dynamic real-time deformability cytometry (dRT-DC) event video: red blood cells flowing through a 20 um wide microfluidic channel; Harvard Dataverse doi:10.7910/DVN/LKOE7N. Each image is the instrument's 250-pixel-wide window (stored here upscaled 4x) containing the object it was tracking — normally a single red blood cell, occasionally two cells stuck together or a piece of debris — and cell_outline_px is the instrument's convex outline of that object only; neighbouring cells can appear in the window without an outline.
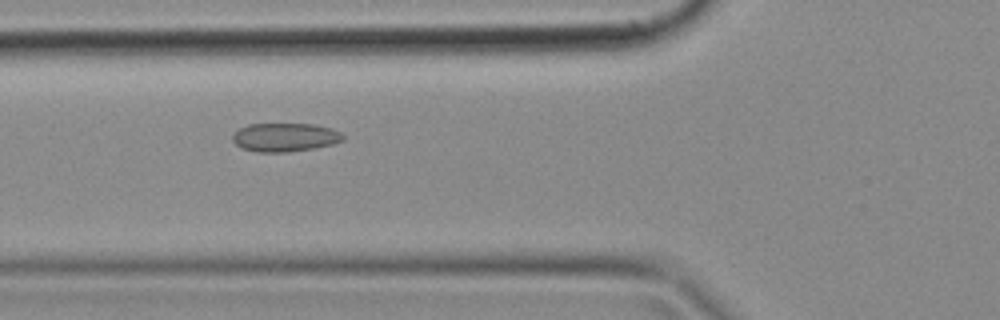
{"species": "common noctule bat (a hibernating species)", "species_latin": "Nyctalus noctula", "temperature_condition": "cold", "stored_images_in_passage": 50, "camera_frame_rate_fps": 3000, "um_per_image_px": 0.085, "animal": {"sex": "female", "body_mass_g": 18.4}, "frame": {"image": 1, "passage_image": 18, "time_ms": 5.667, "image_size_px": [1000, 320], "cell_outline_px": [[344, 140], [332, 144], [312, 148], [288, 152], [256, 152], [240, 148], [232, 140], [232, 136], [240, 128], [248, 124], [316, 124], [332, 128], [340, 132], [344, 136]], "centroid_in_image_um": [24.22, 11.67], "position_along_channel_um": 101.6, "area_um2": 18.44}}
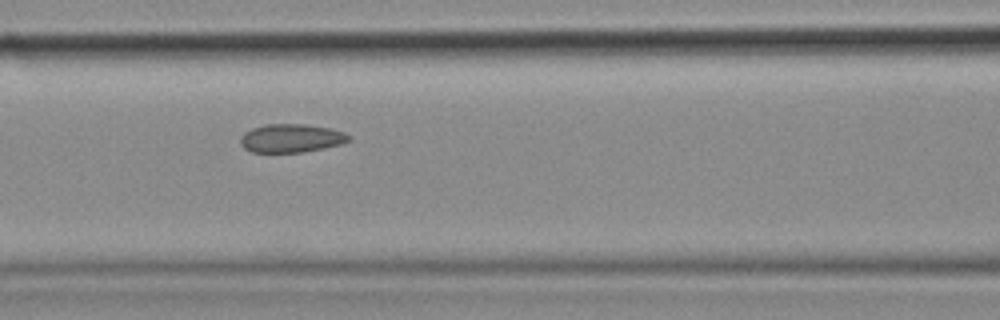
{"frame": {"image": 2, "passage_image": 21, "time_ms": 6.667, "image_size_px": [1000, 320], "cell_outline_px": [[352, 140], [344, 144], [304, 152], [252, 152], [244, 148], [240, 144], [240, 136], [244, 132], [252, 128], [268, 124], [304, 124], [332, 128], [344, 132], [352, 136]], "centroid_in_image_um": [24.8, 11.75], "position_along_channel_um": 141.8, "area_um2": 18.26}}
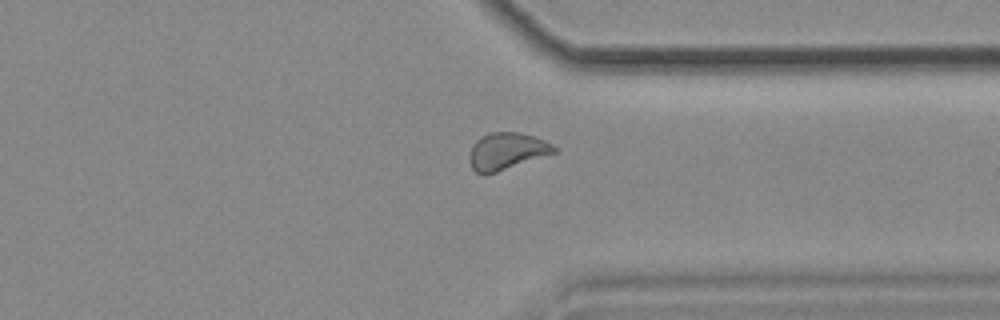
{"frame": {"image": 3, "passage_image": 38, "time_ms": 12.333, "image_size_px": [1000, 320], "cell_outline_px": [[556, 152], [484, 176], [476, 172], [472, 168], [468, 160], [468, 156], [472, 144], [480, 136], [488, 132], [520, 132], [536, 136], [552, 144], [556, 148]], "centroid_in_image_um": [43.01, 12.84], "position_along_channel_um": 368.4, "area_um2": 18.44}}